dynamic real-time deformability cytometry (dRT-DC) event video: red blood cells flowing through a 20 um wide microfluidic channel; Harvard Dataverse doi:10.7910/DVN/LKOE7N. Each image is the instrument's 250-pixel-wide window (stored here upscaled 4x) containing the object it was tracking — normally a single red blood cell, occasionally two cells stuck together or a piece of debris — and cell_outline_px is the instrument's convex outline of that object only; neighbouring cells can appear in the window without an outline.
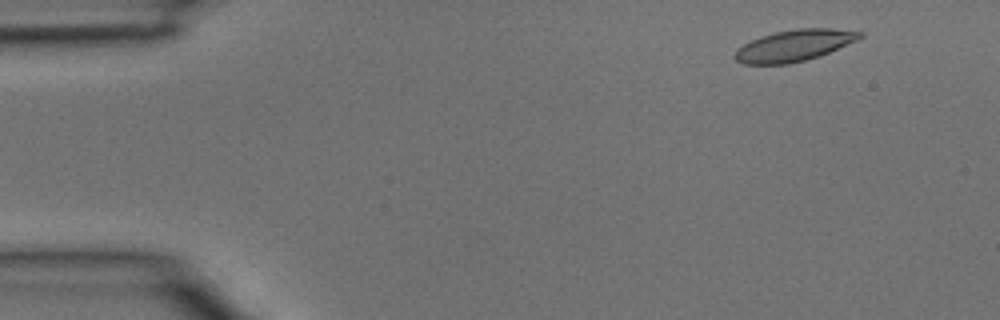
{"species": "common noctule bat (a hibernating species)", "species_latin": "Nyctalus noctula", "temperature_condition": "room temperature", "stored_images_in_passage": 3, "camera_frame_rate_fps": 3000, "um_per_image_px": 0.085, "animal": {"sex": "male", "body_mass_g": 15.6}, "frame": {"image": 1, "passage_image": 1, "time_ms": 0.0, "image_size_px": [1000, 320], "cell_outline_px": [[864, 36], [856, 40], [820, 56], [788, 64], [744, 64], [736, 60], [736, 48], [760, 36], [776, 32], [800, 28], [832, 28], [864, 32]], "centroid_in_image_um": [67.52, 3.86], "position_along_channel_um": 17.5, "area_um2": 22.66}}
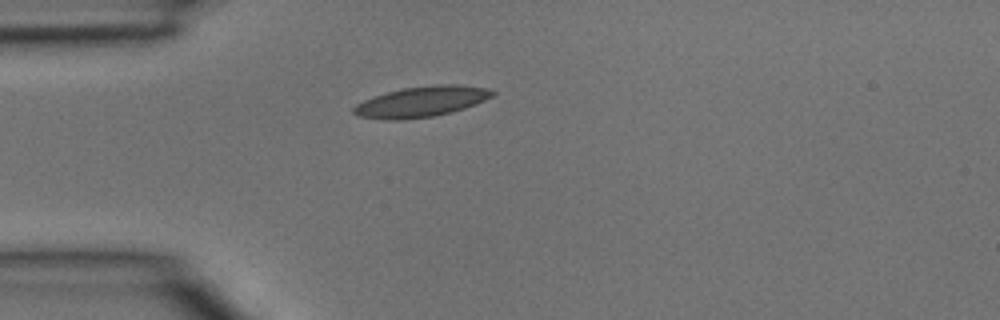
{"frame": {"image": 2, "passage_image": 3, "time_ms": 0.667, "image_size_px": [1000, 320], "cell_outline_px": [[496, 92], [492, 96], [476, 104], [452, 112], [432, 116], [404, 120], [388, 120], [356, 116], [352, 112], [352, 108], [356, 104], [364, 100], [388, 92], [404, 88], [440, 84], [456, 84], [484, 88]], "centroid_in_image_um": [35.79, 8.65], "position_along_channel_um": 49.2, "area_um2": 24.51}}